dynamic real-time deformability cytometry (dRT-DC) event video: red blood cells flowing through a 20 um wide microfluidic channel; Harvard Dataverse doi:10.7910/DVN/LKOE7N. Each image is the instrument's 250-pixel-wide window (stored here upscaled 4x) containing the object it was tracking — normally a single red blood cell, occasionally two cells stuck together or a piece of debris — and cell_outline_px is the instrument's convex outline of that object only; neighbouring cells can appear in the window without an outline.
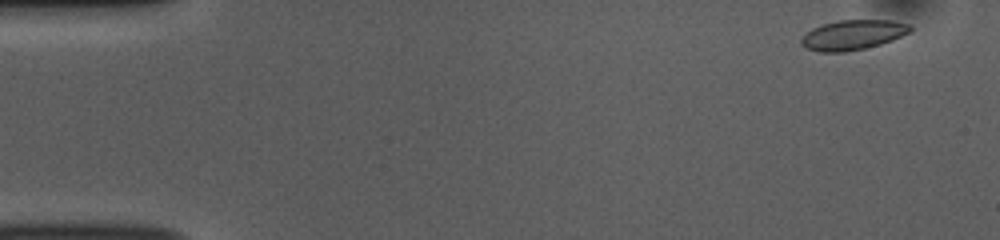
{"species": "common noctule bat (a hibernating species)", "species_latin": "Nyctalus noctula", "temperature_condition": "room temperature", "stored_images_in_passage": 11, "camera_frame_rate_fps": 3000, "um_per_image_px": 0.085, "animal": {"sex": "female", "body_mass_g": 10.0, "forearm_length_mm": 53.1}, "frame": {"image": 1, "passage_image": 1, "time_ms": 0.0, "image_size_px": [1000, 240], "cell_outline_px": [[912, 32], [892, 40], [880, 44], [864, 48], [844, 52], [820, 52], [804, 48], [800, 44], [800, 40], [812, 28], [824, 24], [840, 20], [892, 20], [912, 24]], "centroid_in_image_um": [72.52, 2.96], "position_along_channel_um": 12.5, "area_um2": 19.07}}